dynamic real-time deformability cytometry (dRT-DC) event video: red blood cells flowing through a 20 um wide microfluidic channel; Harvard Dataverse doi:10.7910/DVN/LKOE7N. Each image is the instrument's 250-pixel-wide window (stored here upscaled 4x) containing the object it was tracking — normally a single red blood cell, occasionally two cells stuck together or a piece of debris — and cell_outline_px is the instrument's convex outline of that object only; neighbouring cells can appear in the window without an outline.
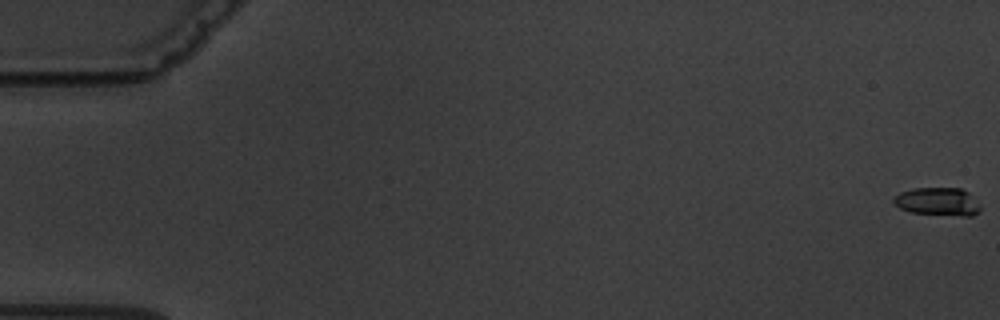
{"species": "common noctule bat (a hibernating species)", "species_latin": "Nyctalus noctula", "temperature_condition": "warm", "stored_images_in_passage": 5, "camera_frame_rate_fps": 3000, "um_per_image_px": 0.085, "animal": {"sex": "male", "body_mass_g": 19.5, "forearm_length_mm": 54.6}, "frame": {"image": 1, "passage_image": 1, "time_ms": 0.0, "image_size_px": [1000, 320], "cell_outline_px": [[980, 212], [972, 216], [960, 216], [912, 212], [900, 208], [892, 204], [892, 200], [900, 192], [912, 188], [960, 188], [968, 192], [980, 204]], "centroid_in_image_um": [79.72, 17.14], "position_along_channel_um": 5.3, "area_um2": 14.28}}
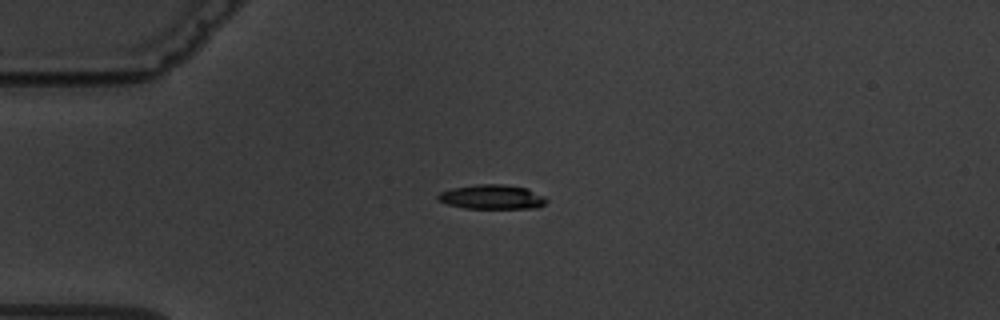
{"frame": {"image": 2, "passage_image": 4, "time_ms": 5.0, "image_size_px": [1000, 320], "cell_outline_px": [[548, 200], [544, 204], [536, 208], [464, 208], [448, 204], [436, 200], [436, 196], [440, 192], [452, 188], [476, 184], [500, 184], [528, 188], [544, 196]], "centroid_in_image_um": [41.8, 16.74], "position_along_channel_um": 43.2, "area_um2": 15.49}}